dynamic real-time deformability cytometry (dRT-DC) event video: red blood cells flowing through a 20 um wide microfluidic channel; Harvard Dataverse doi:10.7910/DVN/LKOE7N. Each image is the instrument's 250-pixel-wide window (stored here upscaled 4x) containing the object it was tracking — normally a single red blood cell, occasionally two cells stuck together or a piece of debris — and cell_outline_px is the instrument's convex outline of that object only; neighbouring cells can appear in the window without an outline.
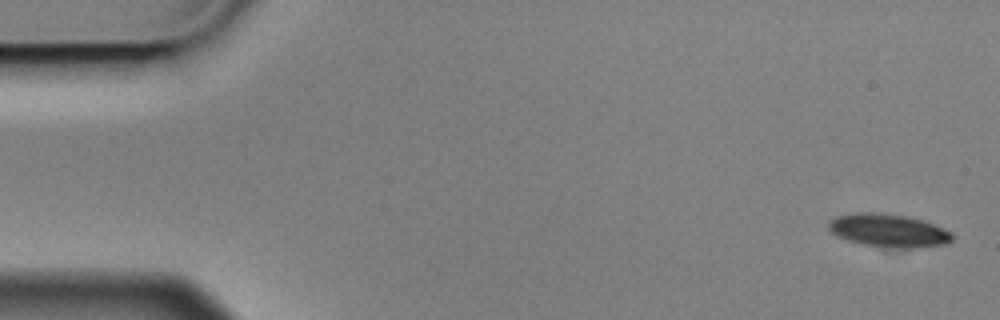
{"species": "Egyptian fruit bat (a non-hibernating species)", "species_latin": "Rousettus aegyptiacus", "temperature_condition": "cold", "stored_images_in_passage": 6, "camera_frame_rate_fps": 3000, "um_per_image_px": 0.085, "animal": {"sex": "male"}, "frame": {"image": 1, "passage_image": 1, "time_ms": 0.0, "image_size_px": [1000, 320], "cell_outline_px": [[952, 240], [944, 244], [916, 248], [892, 248], [864, 244], [848, 240], [836, 236], [828, 228], [828, 224], [836, 216], [860, 212], [872, 212], [904, 216], [920, 220], [944, 228], [952, 232]], "centroid_in_image_um": [75.52, 19.6], "position_along_channel_um": 9.5, "area_um2": 23.52}}
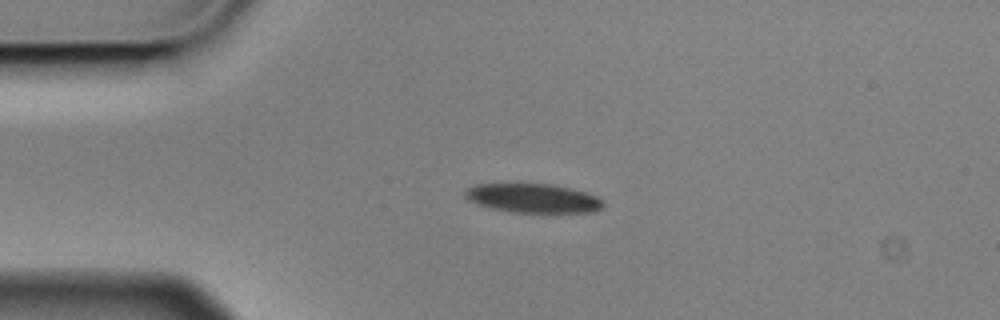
{"frame": {"image": 2, "passage_image": 4, "time_ms": 1.0, "image_size_px": [1000, 320], "cell_outline_px": [[604, 208], [592, 212], [512, 212], [492, 208], [476, 204], [468, 200], [464, 196], [464, 192], [468, 188], [476, 184], [552, 184], [584, 192], [596, 196], [604, 200]], "centroid_in_image_um": [45.31, 16.85], "position_along_channel_um": 39.7, "area_um2": 23.29}}
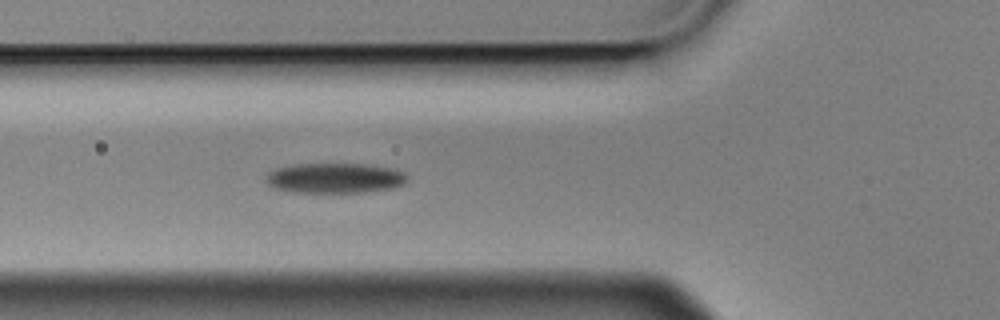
{"frame": {"image": 3, "passage_image": 6, "time_ms": 1.667, "image_size_px": [1000, 320], "cell_outline_px": [[408, 176], [404, 184], [392, 188], [364, 192], [292, 192], [276, 188], [268, 184], [264, 180], [264, 176], [268, 172], [276, 168], [292, 164], [364, 164], [388, 168], [404, 172]], "centroid_in_image_um": [28.41, 15.13], "position_along_channel_um": 97.4, "area_um2": 24.8}}